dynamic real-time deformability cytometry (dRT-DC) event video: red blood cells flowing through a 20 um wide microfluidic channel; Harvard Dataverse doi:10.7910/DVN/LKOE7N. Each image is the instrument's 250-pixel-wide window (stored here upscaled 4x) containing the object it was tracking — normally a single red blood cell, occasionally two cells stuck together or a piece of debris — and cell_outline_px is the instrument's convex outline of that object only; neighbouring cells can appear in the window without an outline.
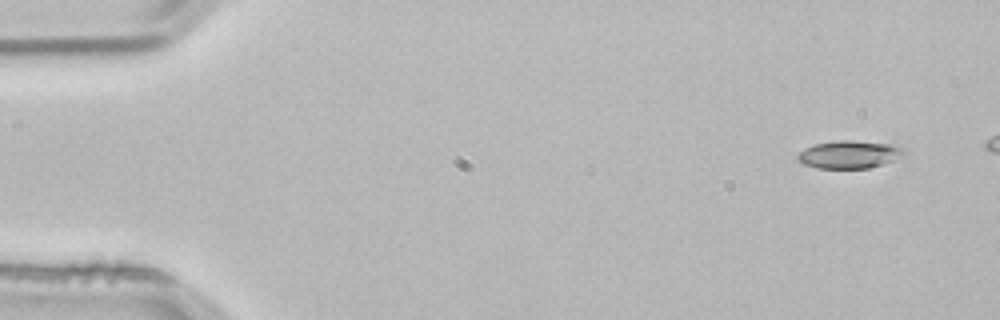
{"species": "common noctule bat (a hibernating species)", "species_latin": "Nyctalus noctula", "temperature_condition": "room temperature", "stored_images_in_passage": 5, "segment_of_instrument_passage": [2, 2], "camera_frame_rate_fps": 3000, "um_per_image_px": 0.085, "animal": {"sex": "male", "body_mass_g": 21.5, "forearm_length_mm": 52.0}, "frame": {"image": 1, "passage_image": 5, "time_ms": 1.333, "image_size_px": [1000, 320], "cell_outline_px": [[908, 152], [896, 160], [884, 164], [868, 168], [816, 168], [804, 164], [796, 156], [804, 148], [816, 144], [840, 140], [852, 140], [896, 144], [904, 148]], "centroid_in_image_um": [72.27, 13.12], "position_along_channel_um": 12.7, "area_um2": 17.4}}